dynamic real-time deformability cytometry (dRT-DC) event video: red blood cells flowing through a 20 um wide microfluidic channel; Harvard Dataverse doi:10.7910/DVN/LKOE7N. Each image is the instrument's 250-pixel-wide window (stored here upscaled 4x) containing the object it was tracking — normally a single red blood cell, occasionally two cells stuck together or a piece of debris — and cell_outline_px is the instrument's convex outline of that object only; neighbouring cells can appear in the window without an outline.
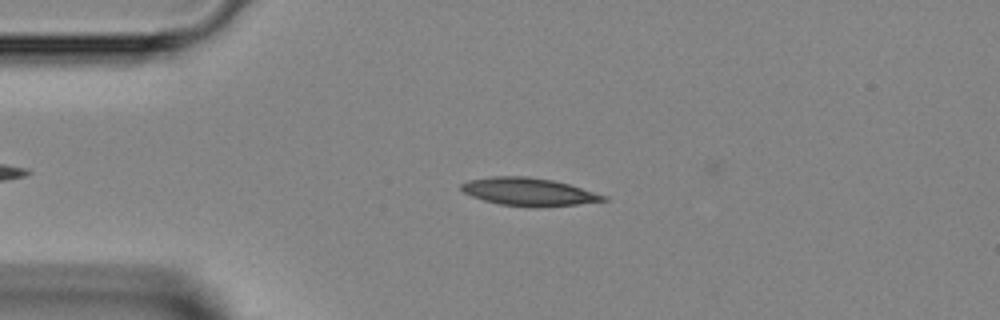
{"species": "Egyptian fruit bat (a non-hibernating species)", "species_latin": "Rousettus aegyptiacus", "temperature_condition": "room temperature", "stored_images_in_passage": 6, "camera_frame_rate_fps": 3000, "um_per_image_px": 0.085, "animal": {"sex": "female"}, "frame": {"image": 1, "passage_image": 3, "time_ms": 0.667, "image_size_px": [1000, 320], "cell_outline_px": [[608, 200], [576, 204], [536, 208], [500, 204], [484, 200], [472, 196], [464, 192], [460, 188], [460, 184], [468, 180], [492, 176], [528, 176], [552, 180], [568, 184], [608, 196]], "centroid_in_image_um": [44.93, 16.3], "position_along_channel_um": 40.1, "area_um2": 23.06}}